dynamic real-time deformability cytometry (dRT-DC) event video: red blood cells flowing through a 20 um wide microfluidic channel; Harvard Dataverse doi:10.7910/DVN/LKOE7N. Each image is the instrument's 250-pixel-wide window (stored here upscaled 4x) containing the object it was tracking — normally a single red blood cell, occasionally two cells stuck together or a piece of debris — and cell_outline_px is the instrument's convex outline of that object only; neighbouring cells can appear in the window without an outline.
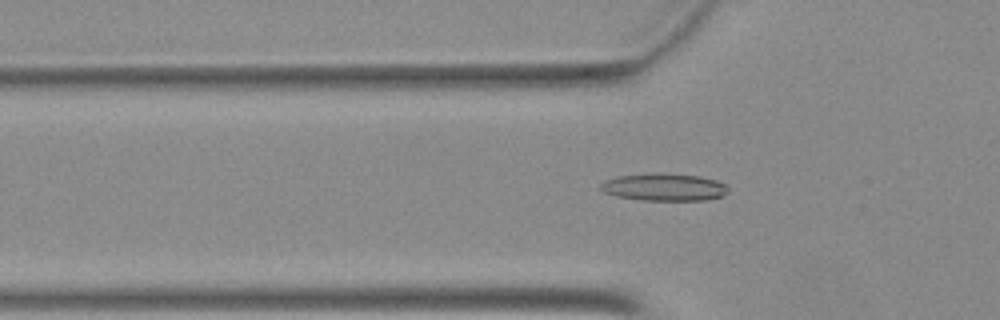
{"species": "Egyptian fruit bat (a non-hibernating species)", "species_latin": "Rousettus aegyptiacus", "temperature_condition": "warm", "stored_images_in_passage": 51, "camera_frame_rate_fps": 3000, "um_per_image_px": 0.085, "animal": {"sex": "female"}, "frame": {"image": 1, "passage_image": 17, "time_ms": 5.333, "image_size_px": [1000, 320], "cell_outline_px": [[728, 192], [724, 196], [704, 200], [644, 200], [616, 196], [604, 192], [600, 188], [600, 184], [604, 180], [616, 176], [652, 172], [656, 172], [700, 176], [716, 180], [724, 184], [728, 188]], "centroid_in_image_um": [56.43, 15.89], "position_along_channel_um": 69.4, "area_um2": 20.58}}
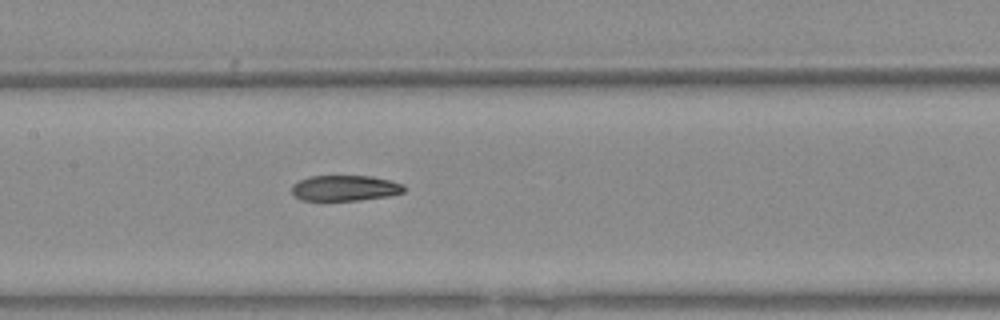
{"frame": {"image": 2, "passage_image": 25, "time_ms": 8.0, "image_size_px": [1000, 320], "cell_outline_px": [[408, 188], [404, 192], [388, 196], [360, 200], [300, 200], [292, 192], [292, 184], [308, 176], [372, 176], [404, 184]], "centroid_in_image_um": [29.35, 15.98], "position_along_channel_um": 178.1, "area_um2": 16.82}}
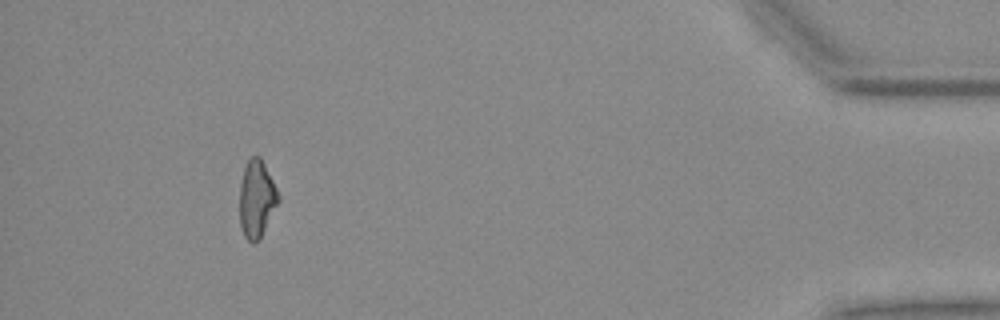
{"frame": {"image": 3, "passage_image": 47, "time_ms": 15.333, "image_size_px": [1000, 320], "cell_outline_px": [[280, 200], [260, 236], [252, 244], [244, 236], [240, 228], [240, 184], [244, 168], [248, 160], [252, 156], [260, 156], [280, 196]], "centroid_in_image_um": [21.8, 16.89], "position_along_channel_um": 413.4, "area_um2": 17.11}}